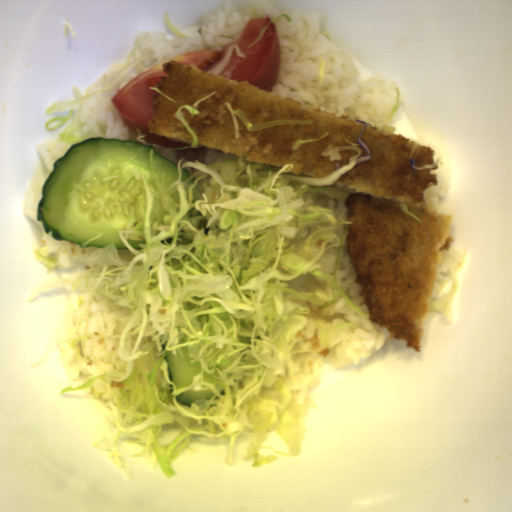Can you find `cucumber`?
<instances>
[{
	"instance_id": "cucumber-1",
	"label": "cucumber",
	"mask_w": 512,
	"mask_h": 512,
	"mask_svg": "<svg viewBox=\"0 0 512 512\" xmlns=\"http://www.w3.org/2000/svg\"><path fill=\"white\" fill-rule=\"evenodd\" d=\"M154 148L117 138L87 137L54 161L41 190L38 218L45 233L82 248L115 243L127 250L121 230L134 229L145 213L142 180Z\"/></svg>"
},
{
	"instance_id": "cucumber-2",
	"label": "cucumber",
	"mask_w": 512,
	"mask_h": 512,
	"mask_svg": "<svg viewBox=\"0 0 512 512\" xmlns=\"http://www.w3.org/2000/svg\"><path fill=\"white\" fill-rule=\"evenodd\" d=\"M181 355L176 351L174 354L165 356L170 381L180 389L192 384V378L202 367L200 363H190L193 358H187L186 346L181 348Z\"/></svg>"
},
{
	"instance_id": "cucumber-3",
	"label": "cucumber",
	"mask_w": 512,
	"mask_h": 512,
	"mask_svg": "<svg viewBox=\"0 0 512 512\" xmlns=\"http://www.w3.org/2000/svg\"><path fill=\"white\" fill-rule=\"evenodd\" d=\"M154 164L162 175L165 185L176 180L180 176L177 164L173 163L168 158L156 153L155 150Z\"/></svg>"
},
{
	"instance_id": "cucumber-4",
	"label": "cucumber",
	"mask_w": 512,
	"mask_h": 512,
	"mask_svg": "<svg viewBox=\"0 0 512 512\" xmlns=\"http://www.w3.org/2000/svg\"><path fill=\"white\" fill-rule=\"evenodd\" d=\"M213 395L210 390H199V391H187L178 394L176 401L177 404L189 406L191 403L198 398H211Z\"/></svg>"
},
{
	"instance_id": "cucumber-5",
	"label": "cucumber",
	"mask_w": 512,
	"mask_h": 512,
	"mask_svg": "<svg viewBox=\"0 0 512 512\" xmlns=\"http://www.w3.org/2000/svg\"><path fill=\"white\" fill-rule=\"evenodd\" d=\"M144 242H145V241H143V240H142V241H132V240H130V239H129V241H128L129 245H131V246H132L136 251H138V252H139L140 250H142V249H141L140 244H144Z\"/></svg>"
}]
</instances>
